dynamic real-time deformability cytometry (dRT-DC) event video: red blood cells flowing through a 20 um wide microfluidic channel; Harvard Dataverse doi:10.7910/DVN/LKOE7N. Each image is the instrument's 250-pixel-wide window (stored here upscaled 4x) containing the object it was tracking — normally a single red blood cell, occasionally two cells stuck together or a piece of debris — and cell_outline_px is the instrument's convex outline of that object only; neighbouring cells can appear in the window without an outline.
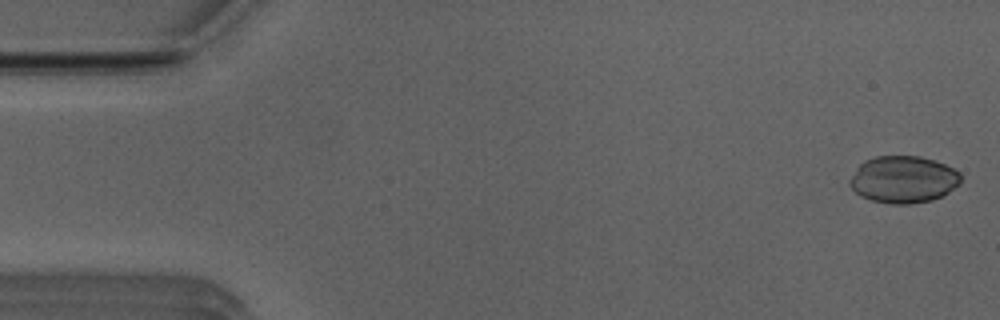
{"species": "Egyptian fruit bat (a non-hibernating species)", "species_latin": "Rousettus aegyptiacus", "temperature_condition": "room temperature", "stored_images_in_passage": 10, "camera_frame_rate_fps": 3000, "um_per_image_px": 0.085, "animal": {"sex": "male"}, "frame": {"image": 1, "passage_image": 1, "time_ms": 0.0, "image_size_px": [1000, 320], "cell_outline_px": [[960, 184], [948, 192], [932, 200], [908, 204], [892, 204], [872, 200], [860, 196], [848, 184], [848, 180], [856, 168], [864, 160], [876, 156], [920, 156], [936, 160], [960, 172]], "centroid_in_image_um": [76.76, 15.24], "position_along_channel_um": 8.2, "area_um2": 30.52}}